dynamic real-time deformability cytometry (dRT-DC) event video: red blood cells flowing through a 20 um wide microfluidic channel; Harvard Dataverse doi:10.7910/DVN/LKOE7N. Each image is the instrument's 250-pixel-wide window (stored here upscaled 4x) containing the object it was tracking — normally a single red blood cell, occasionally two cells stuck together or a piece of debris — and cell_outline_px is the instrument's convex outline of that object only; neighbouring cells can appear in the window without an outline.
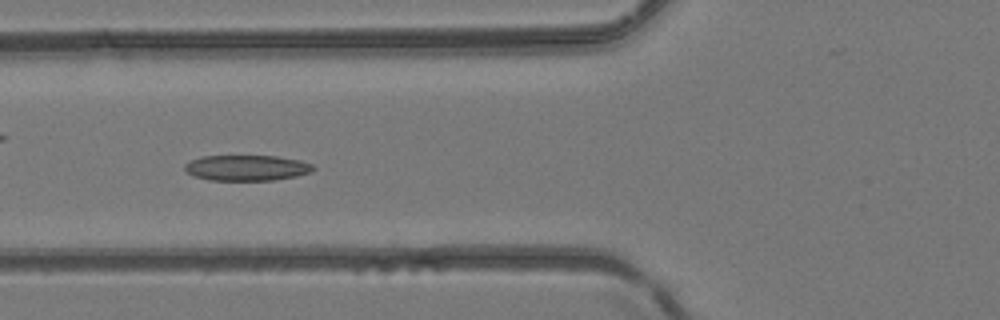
{"species": "common noctule bat (a hibernating species)", "species_latin": "Nyctalus noctula", "temperature_condition": "room temperature", "stored_images_in_passage": 50, "camera_frame_rate_fps": 3000, "um_per_image_px": 0.085, "animal": {"sex": "female", "body_mass_g": 24.6, "forearm_length_mm": 56.2}, "frame": {"image": 1, "passage_image": 20, "time_ms": 6.333, "image_size_px": [1000, 320], "cell_outline_px": [[316, 168], [312, 172], [296, 176], [272, 180], [208, 180], [192, 176], [184, 172], [184, 164], [200, 156], [276, 156], [300, 160], [312, 164]], "centroid_in_image_um": [20.94, 14.27], "position_along_channel_um": 104.9, "area_um2": 19.36}}
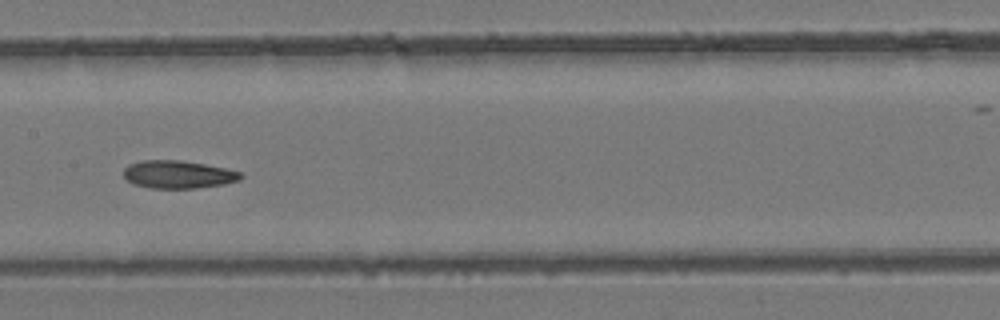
{"frame": {"image": 2, "passage_image": 26, "time_ms": 8.333, "image_size_px": [1000, 320], "cell_outline_px": [[244, 176], [240, 180], [224, 184], [196, 188], [152, 188], [132, 184], [124, 176], [124, 168], [128, 164], [144, 160], [180, 160], [204, 164], [224, 168], [240, 172]], "centroid_in_image_um": [15.13, 14.83], "position_along_channel_um": 192.3, "area_um2": 18.96}}
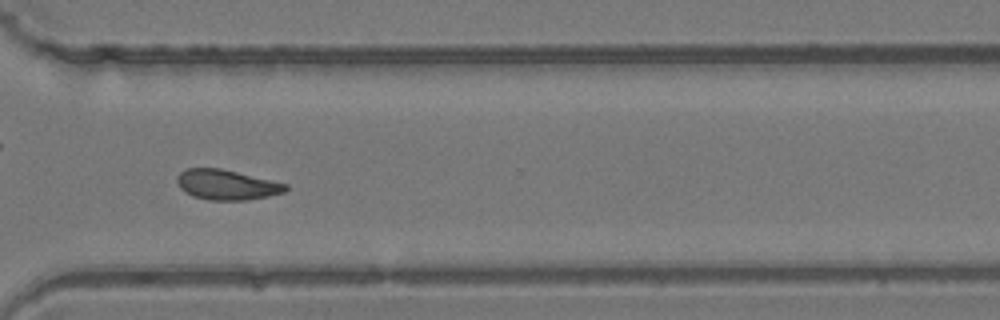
{"frame": {"image": 3, "passage_image": 37, "time_ms": 12.0, "image_size_px": [1000, 320], "cell_outline_px": [[288, 188], [284, 192], [268, 196], [248, 200], [208, 200], [192, 196], [180, 188], [176, 180], [176, 176], [184, 168], [220, 168], [288, 184]], "centroid_in_image_um": [19.24, 15.7], "position_along_channel_um": 351.4, "area_um2": 19.07}}